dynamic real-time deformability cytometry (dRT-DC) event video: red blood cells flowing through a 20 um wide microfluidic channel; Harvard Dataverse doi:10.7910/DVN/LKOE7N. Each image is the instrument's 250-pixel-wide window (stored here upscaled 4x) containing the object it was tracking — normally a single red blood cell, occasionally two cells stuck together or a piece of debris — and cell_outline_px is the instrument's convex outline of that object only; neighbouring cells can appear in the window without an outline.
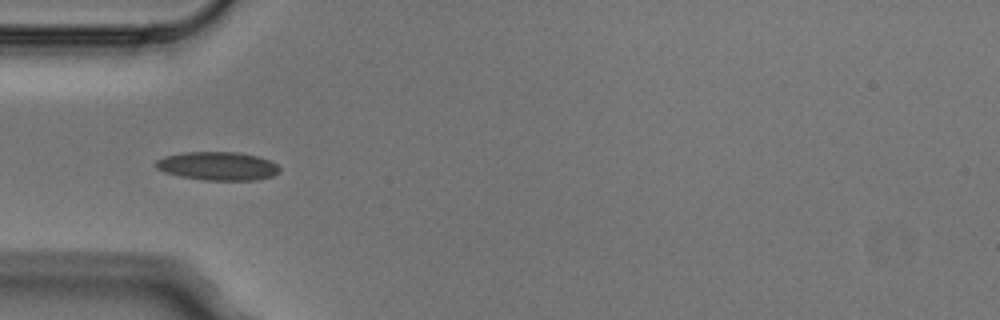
{"species": "Egyptian fruit bat (a non-hibernating species)", "species_latin": "Rousettus aegyptiacus", "temperature_condition": "cold", "stored_images_in_passage": 7, "camera_frame_rate_fps": 3000, "um_per_image_px": 0.085, "animal": {"sex": "male"}, "frame": {"image": 1, "passage_image": 5, "time_ms": 1.333, "image_size_px": [1000, 320], "cell_outline_px": [[280, 172], [272, 176], [256, 180], [204, 180], [180, 176], [164, 172], [156, 168], [156, 160], [164, 156], [184, 152], [236, 152], [256, 156], [268, 160], [276, 164], [280, 168]], "centroid_in_image_um": [18.49, 14.11], "position_along_channel_um": 66.5, "area_um2": 20.46}}
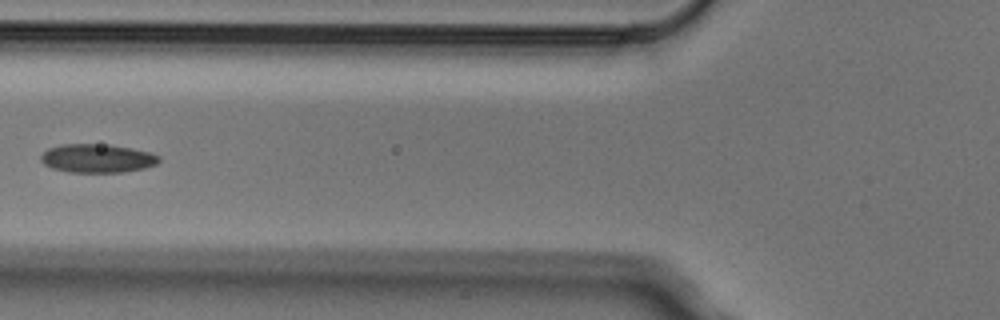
{"frame": {"image": 2, "passage_image": 6, "time_ms": 1.667, "image_size_px": [1000, 320], "cell_outline_px": [[160, 160], [156, 164], [144, 168], [120, 172], [68, 172], [52, 168], [44, 164], [40, 160], [40, 156], [48, 148], [60, 144], [108, 144], [132, 148], [152, 152], [160, 156]], "centroid_in_image_um": [8.27, 13.45], "position_along_channel_um": 117.5, "area_um2": 19.83}}
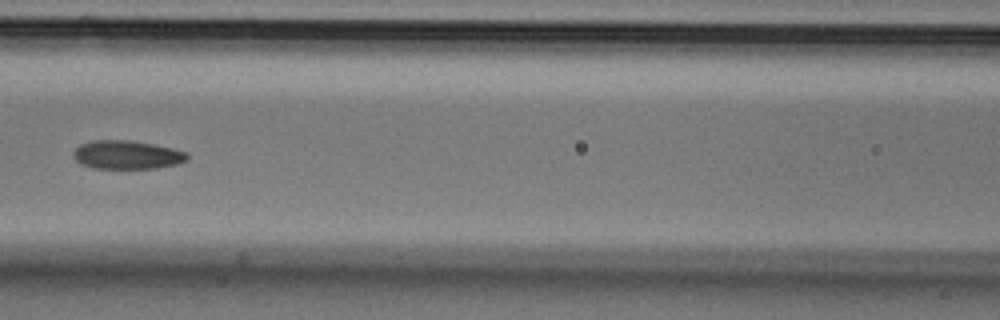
{"frame": {"image": 3, "passage_image": 7, "time_ms": 2.0, "image_size_px": [1000, 320], "cell_outline_px": [[188, 160], [176, 164], [156, 168], [92, 168], [80, 164], [72, 156], [72, 152], [80, 144], [92, 140], [128, 140], [152, 144], [172, 148], [188, 152]], "centroid_in_image_um": [10.76, 13.16], "position_along_channel_um": 155.8, "area_um2": 19.02}}